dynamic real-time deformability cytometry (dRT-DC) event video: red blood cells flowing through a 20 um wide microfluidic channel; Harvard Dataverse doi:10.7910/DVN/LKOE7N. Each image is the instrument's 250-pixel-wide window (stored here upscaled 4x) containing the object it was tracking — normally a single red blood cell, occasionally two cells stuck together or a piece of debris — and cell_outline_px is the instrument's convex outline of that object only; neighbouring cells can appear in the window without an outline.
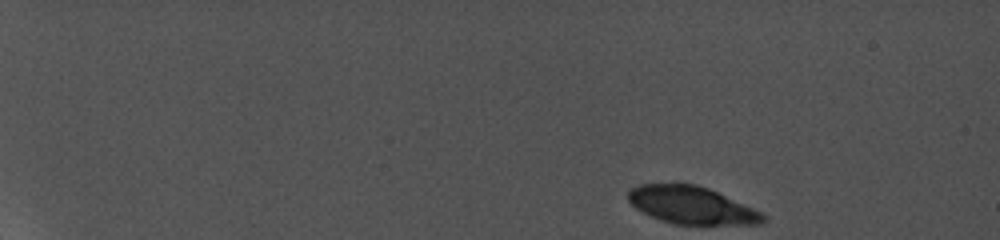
{"species": "common noctule bat (a hibernating species)", "species_latin": "Nyctalus noctula", "temperature_condition": "cold", "stored_images_in_passage": 6, "camera_frame_rate_fps": 5000, "um_per_image_px": 0.085, "animal": {"sex": "female", "body_mass_g": 19.0, "forearm_length_mm": 56.7}, "frame": {"image": 1, "passage_image": 1, "time_ms": 0.0, "image_size_px": [1000, 240], "cell_outline_px": [[768, 220], [764, 224], [672, 224], [660, 220], [636, 208], [628, 200], [628, 192], [632, 188], [640, 184], [696, 184], [708, 188], [752, 208], [768, 216]], "centroid_in_image_um": [58.81, 17.45], "position_along_channel_um": 26.2, "area_um2": 29.19}}
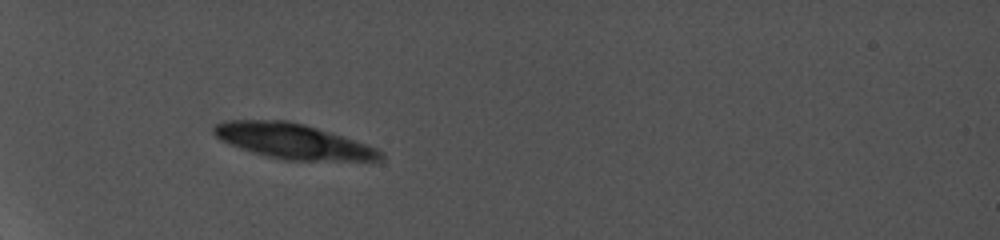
{"frame": {"image": 2, "passage_image": 6, "time_ms": 4.4, "image_size_px": [1000, 240], "cell_outline_px": [[384, 160], [284, 160], [264, 156], [240, 148], [220, 140], [212, 132], [212, 128], [216, 124], [224, 120], [288, 120], [304, 124], [344, 136], [376, 148], [384, 152]], "centroid_in_image_um": [24.88, 12.0], "position_along_channel_um": 60.1, "area_um2": 34.1}}